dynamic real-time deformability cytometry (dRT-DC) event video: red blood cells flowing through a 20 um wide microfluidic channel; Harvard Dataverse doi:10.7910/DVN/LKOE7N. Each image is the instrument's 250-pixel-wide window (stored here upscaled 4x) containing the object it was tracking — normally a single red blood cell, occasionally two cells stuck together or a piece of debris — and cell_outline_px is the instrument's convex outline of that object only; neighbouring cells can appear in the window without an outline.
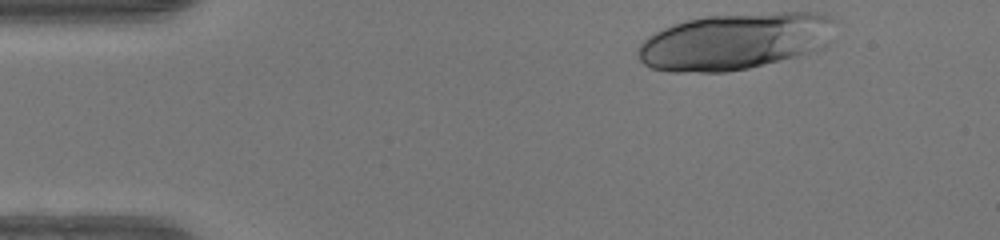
{"species": "human", "species_latin": "Homo sapiens", "temperature_condition": "warm", "stored_images_in_passage": 43, "camera_frame_rate_fps": 3000, "um_per_image_px": 0.085, "donor": {"sex": "female"}, "frame": {"image": 1, "passage_image": 1, "time_ms": 0.0, "image_size_px": [1000, 240], "cell_outline_px": [[832, 20], [804, 52], [796, 56], [748, 68], [724, 72], [668, 72], [652, 68], [644, 64], [640, 60], [636, 52], [636, 48], [648, 36], [664, 28], [688, 20], [708, 16], [780, 12], [824, 12]], "centroid_in_image_um": [62.16, 3.52], "position_along_channel_um": 22.8, "area_um2": 62.37}}